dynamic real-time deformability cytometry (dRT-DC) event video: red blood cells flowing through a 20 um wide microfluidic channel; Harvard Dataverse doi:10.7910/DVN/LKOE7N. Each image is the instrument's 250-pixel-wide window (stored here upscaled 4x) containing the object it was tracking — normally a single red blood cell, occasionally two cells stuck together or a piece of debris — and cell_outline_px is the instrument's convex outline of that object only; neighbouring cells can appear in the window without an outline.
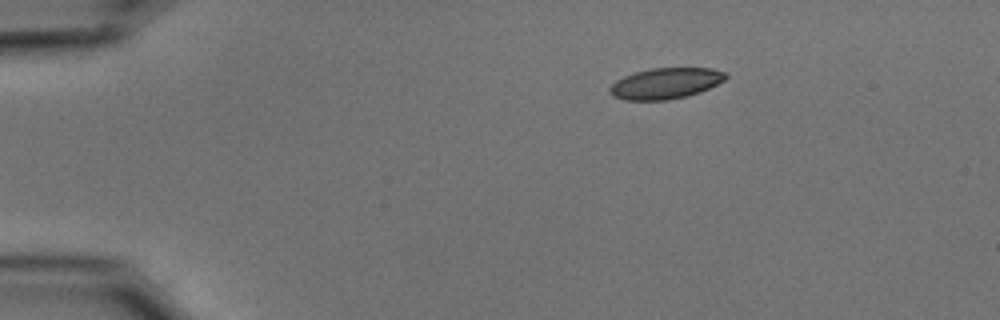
{"species": "common noctule bat (a hibernating species)", "species_latin": "Nyctalus noctula", "temperature_condition": "cold", "stored_images_in_passage": 46, "camera_frame_rate_fps": 3000, "um_per_image_px": 0.085, "animal": {"sex": "male", "body_mass_g": 15.6}, "frame": {"image": 1, "passage_image": 1, "time_ms": 0.0, "image_size_px": [1000, 320], "cell_outline_px": [[728, 76], [724, 80], [700, 92], [688, 96], [668, 100], [624, 100], [612, 96], [608, 92], [608, 88], [616, 80], [624, 76], [636, 72], [652, 68], [712, 68], [724, 72]], "centroid_in_image_um": [56.54, 7.09], "position_along_channel_um": 28.5, "area_um2": 20.92}}
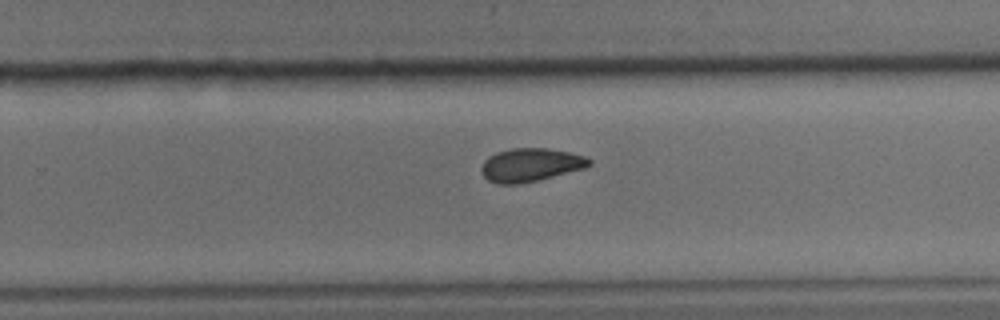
{"frame": {"image": 2, "passage_image": 27, "time_ms": 8.667, "image_size_px": [1000, 320], "cell_outline_px": [[592, 164], [584, 168], [536, 180], [516, 184], [500, 184], [488, 180], [480, 172], [480, 168], [484, 160], [488, 156], [496, 152], [512, 148], [544, 148], [568, 152], [584, 156], [592, 160]], "centroid_in_image_um": [45.05, 14.01], "position_along_channel_um": 284.7, "area_um2": 20.75}}
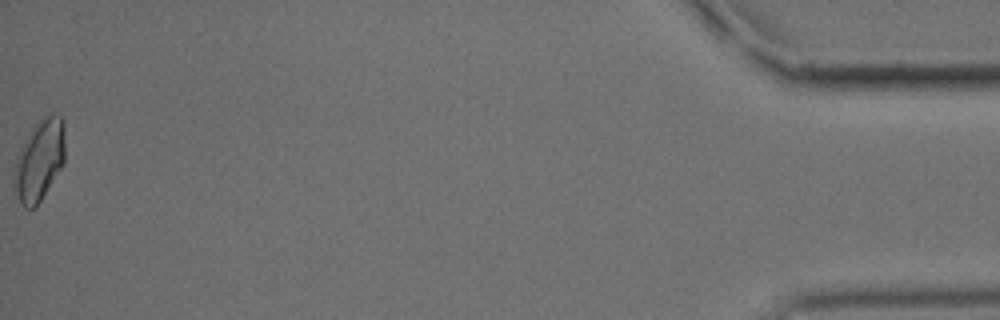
{"frame": {"image": 3, "passage_image": 46, "time_ms": 15.0, "image_size_px": [1000, 320], "cell_outline_px": [[64, 164], [40, 200], [32, 208], [24, 208], [20, 204], [12, 184], [12, 176], [16, 156], [24, 140], [32, 128], [44, 116], [60, 116], [64, 120]], "centroid_in_image_um": [3.31, 13.65], "position_along_channel_um": 431.9, "area_um2": 24.04}, "authors_computed_cell_mechanics": {"area_um2": 21.3571, "velocity_mm_per_s": 3.7286, "shape_relaxation_time_tau1_ms": 3.9789, "shape_relaxation_time_tau2_ms": 4.3495, "deformation_change_tau1": 0.1058, "deformation_change_tau2": 0.0929}}